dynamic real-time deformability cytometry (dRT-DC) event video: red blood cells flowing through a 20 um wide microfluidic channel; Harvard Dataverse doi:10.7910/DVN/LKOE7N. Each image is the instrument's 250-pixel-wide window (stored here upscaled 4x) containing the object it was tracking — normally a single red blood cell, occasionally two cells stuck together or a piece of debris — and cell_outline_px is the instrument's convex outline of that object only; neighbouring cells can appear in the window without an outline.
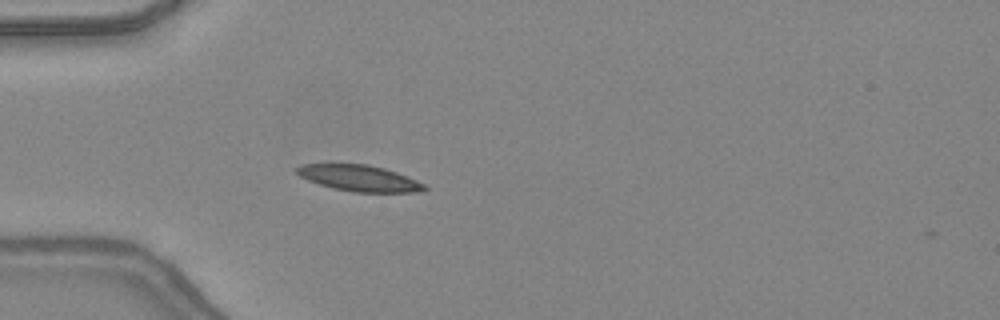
{"species": "common noctule bat (a hibernating species)", "species_latin": "Nyctalus noctula", "temperature_condition": "warm", "stored_images_in_passage": 34, "camera_frame_rate_fps": 3000, "um_per_image_px": 0.085, "animal": {"sex": "female", "body_mass_g": 24.6, "forearm_length_mm": 56.2}, "frame": {"image": 1, "passage_image": 1, "time_ms": 0.0, "image_size_px": [1000, 320], "cell_outline_px": [[428, 188], [420, 192], [352, 192], [332, 188], [308, 180], [300, 176], [296, 172], [296, 168], [300, 164], [368, 164], [384, 168], [396, 172], [416, 180], [424, 184]], "centroid_in_image_um": [30.53, 15.14], "position_along_channel_um": 54.5, "area_um2": 19.36}}
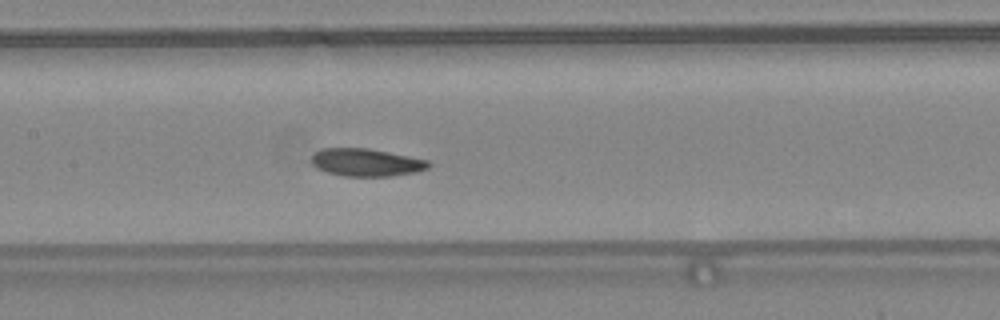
{"frame": {"image": 2, "passage_image": 10, "time_ms": 3.0, "image_size_px": [1000, 320], "cell_outline_px": [[432, 164], [428, 168], [416, 172], [388, 176], [344, 176], [324, 172], [316, 168], [312, 164], [312, 156], [320, 148], [368, 148], [428, 160]], "centroid_in_image_um": [31.11, 13.81], "position_along_channel_um": 176.3, "area_um2": 18.9}}
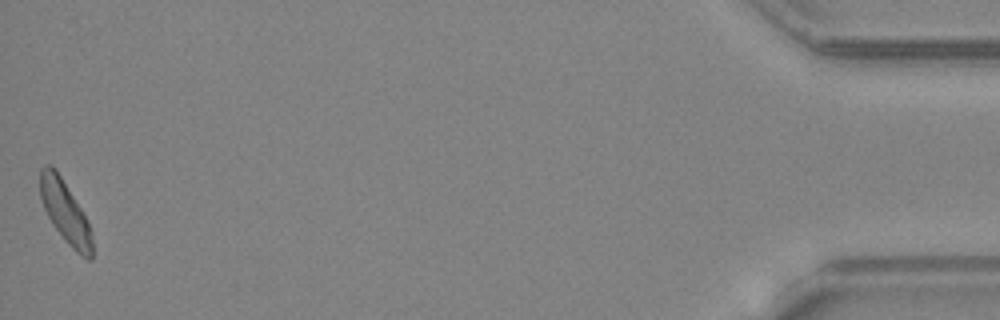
{"frame": {"image": 3, "passage_image": 34, "time_ms": 11.0, "image_size_px": [1000, 320], "cell_outline_px": [[92, 260], [88, 260], [80, 256], [64, 240], [52, 224], [44, 208], [40, 196], [40, 168], [44, 164], [52, 164], [56, 168], [88, 220], [92, 232]], "centroid_in_image_um": [5.54, 18.01], "position_along_channel_um": 429.7, "area_um2": 19.07}, "authors_computed_cell_mechanics": {"area_um2": 19.1029, "velocity_mm_per_s": 4.3539, "shape_relaxation_time_tau1_ms": 4.3809, "shape_relaxation_time_tau2_ms": 4.8977, "deformation_change_tau1": 0.1438, "deformation_change_tau2": 0.1189}}